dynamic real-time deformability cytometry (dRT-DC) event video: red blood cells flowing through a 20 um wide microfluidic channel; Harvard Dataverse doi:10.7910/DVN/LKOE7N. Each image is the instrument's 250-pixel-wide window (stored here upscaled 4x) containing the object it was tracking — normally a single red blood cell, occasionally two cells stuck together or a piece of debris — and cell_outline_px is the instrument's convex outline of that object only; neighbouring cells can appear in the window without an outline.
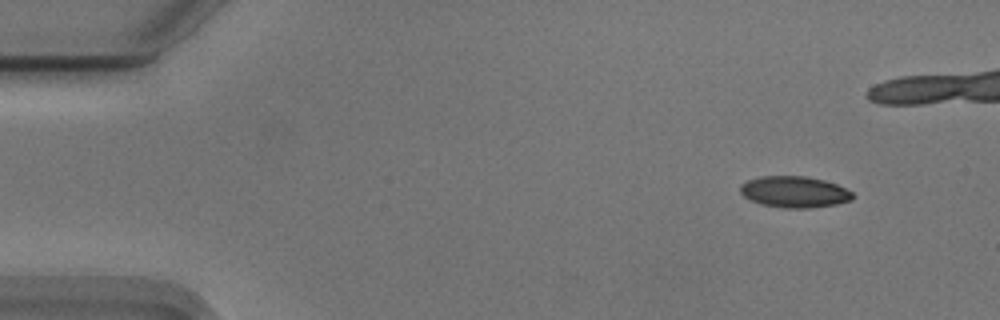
{"species": "Egyptian fruit bat (a non-hibernating species)", "species_latin": "Rousettus aegyptiacus", "temperature_condition": "cold", "stored_images_in_passage": 40, "camera_frame_rate_fps": 3000, "um_per_image_px": 0.085, "animal": {"sex": "male"}, "frame": {"image": 1, "passage_image": 1, "time_ms": 0.0, "image_size_px": [1000, 320], "cell_outline_px": [[852, 200], [836, 204], [808, 208], [784, 208], [760, 204], [744, 196], [740, 192], [740, 184], [748, 180], [760, 176], [804, 176], [824, 180], [836, 184], [852, 192]], "centroid_in_image_um": [67.5, 16.31], "position_along_channel_um": 17.5, "area_um2": 20.4}}
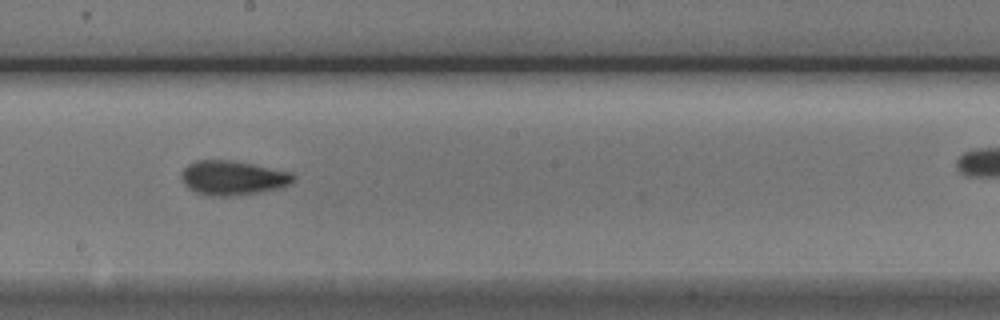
{"frame": {"image": 2, "passage_image": 26, "time_ms": 8.333, "image_size_px": [1000, 320], "cell_outline_px": [[296, 176], [292, 184], [280, 188], [260, 192], [232, 196], [208, 196], [196, 192], [188, 188], [180, 180], [180, 172], [188, 164], [196, 160], [232, 160], [292, 172]], "centroid_in_image_um": [19.78, 15.12], "position_along_channel_um": 228.4, "area_um2": 22.77}}
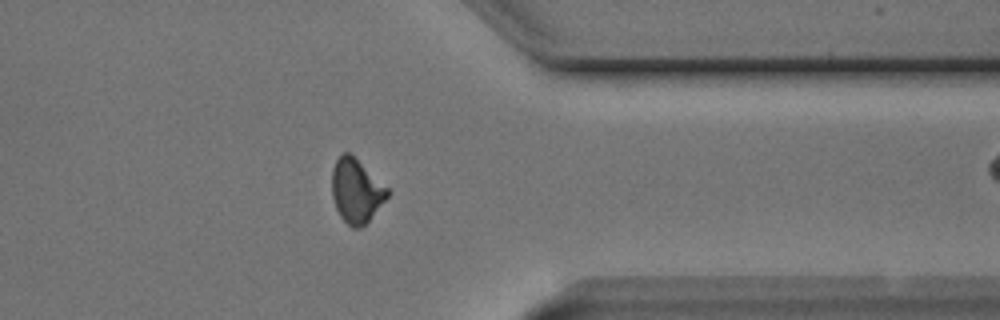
{"frame": {"image": 3, "passage_image": 39, "time_ms": 12.667, "image_size_px": [1000, 320], "cell_outline_px": [[388, 196], [368, 220], [360, 228], [352, 228], [340, 216], [336, 208], [332, 196], [332, 168], [336, 160], [344, 152], [348, 152], [388, 188]], "centroid_in_image_um": [30.25, 16.23], "position_along_channel_um": 381.2, "area_um2": 20.11}}